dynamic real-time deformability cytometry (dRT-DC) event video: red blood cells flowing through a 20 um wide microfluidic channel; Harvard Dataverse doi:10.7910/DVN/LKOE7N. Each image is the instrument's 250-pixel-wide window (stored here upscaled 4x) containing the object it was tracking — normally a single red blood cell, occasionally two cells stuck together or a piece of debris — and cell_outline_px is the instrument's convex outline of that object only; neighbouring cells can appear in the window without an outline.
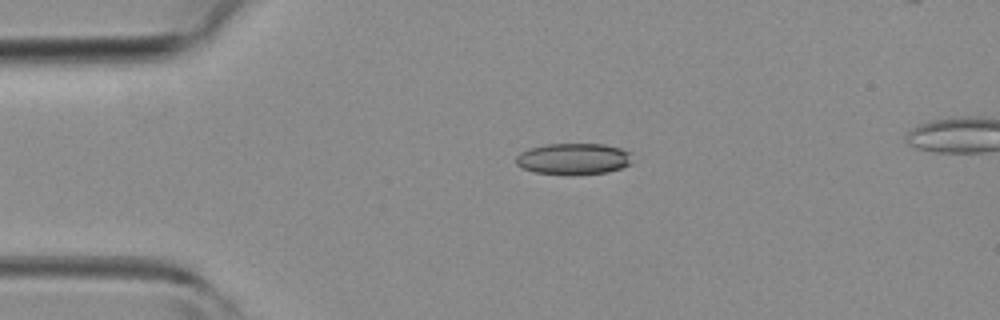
{"species": "common noctule bat (a hibernating species)", "species_latin": "Nyctalus noctula", "temperature_condition": "room temperature", "stored_images_in_passage": 3, "camera_frame_rate_fps": 3000, "um_per_image_px": 0.085, "animal": {"sex": "female", "body_mass_g": 19.3, "forearm_length_mm": 54.1}, "frame": {"image": 1, "passage_image": 1, "time_ms": 0.0, "image_size_px": [1000, 320], "cell_outline_px": [[632, 164], [608, 172], [536, 172], [524, 168], [516, 164], [516, 156], [520, 152], [528, 148], [544, 144], [604, 144], [620, 148], [628, 152]], "centroid_in_image_um": [48.73, 13.45], "position_along_channel_um": 36.3, "area_um2": 20.4}}
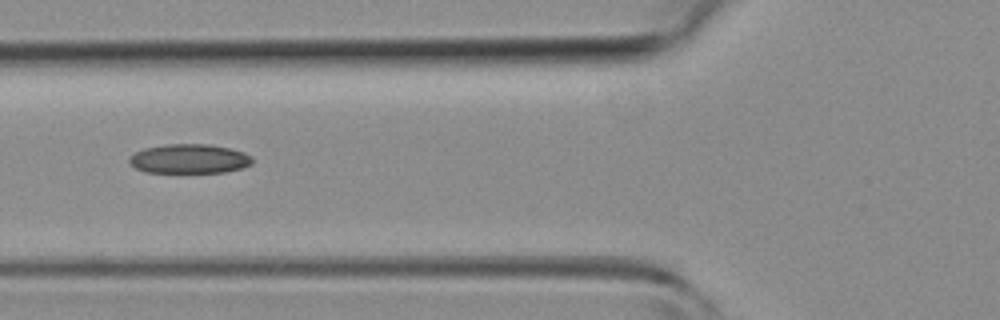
{"frame": {"image": 2, "passage_image": 3, "time_ms": 2.333, "image_size_px": [1000, 320], "cell_outline_px": [[252, 164], [244, 168], [224, 172], [144, 172], [136, 168], [128, 160], [136, 152], [144, 148], [168, 144], [208, 144], [228, 148], [244, 152], [252, 156]], "centroid_in_image_um": [16.13, 13.5], "position_along_channel_um": 109.7, "area_um2": 20.92}}